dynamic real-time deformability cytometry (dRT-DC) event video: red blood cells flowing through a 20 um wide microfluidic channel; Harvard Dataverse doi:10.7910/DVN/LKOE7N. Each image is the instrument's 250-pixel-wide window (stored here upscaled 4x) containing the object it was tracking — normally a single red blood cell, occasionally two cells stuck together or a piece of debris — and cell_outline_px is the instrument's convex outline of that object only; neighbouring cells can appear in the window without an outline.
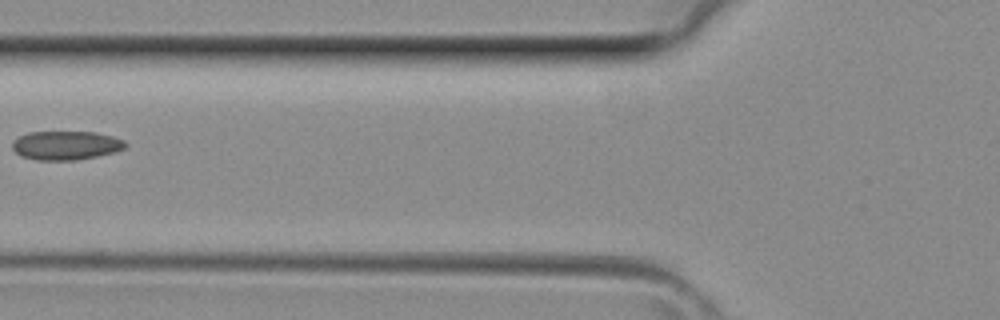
{"species": "common noctule bat (a hibernating species)", "species_latin": "Nyctalus noctula", "temperature_condition": "room temperature", "stored_images_in_passage": 4, "camera_frame_rate_fps": 3000, "um_per_image_px": 0.085, "animal": {"sex": "female", "body_mass_g": 29.2, "forearm_length_mm": 56.3}, "frame": {"image": 1, "passage_image": 4, "time_ms": 1.0, "image_size_px": [1000, 320], "cell_outline_px": [[128, 144], [124, 148], [116, 152], [76, 160], [36, 160], [20, 156], [12, 148], [12, 140], [28, 132], [96, 132], [112, 136], [124, 140]], "centroid_in_image_um": [5.6, 12.36], "position_along_channel_um": 120.2, "area_um2": 19.13}}